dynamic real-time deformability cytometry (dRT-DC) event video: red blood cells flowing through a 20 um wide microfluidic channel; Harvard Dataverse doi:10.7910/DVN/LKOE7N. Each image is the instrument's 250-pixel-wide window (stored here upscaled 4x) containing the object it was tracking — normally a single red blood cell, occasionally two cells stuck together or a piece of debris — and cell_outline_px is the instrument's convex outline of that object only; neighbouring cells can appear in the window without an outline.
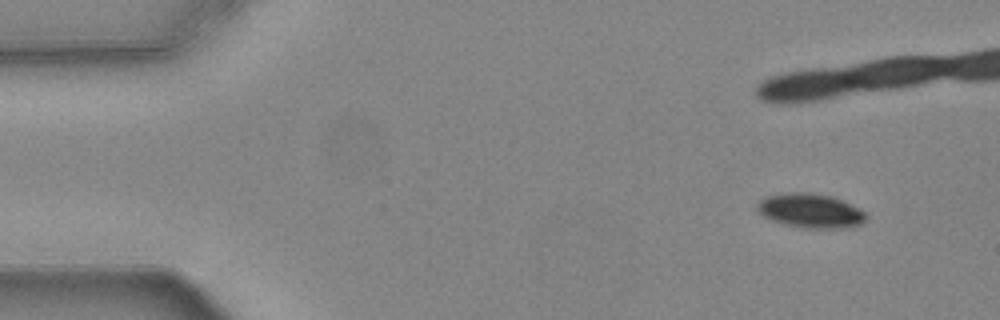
{"species": "common noctule bat (a hibernating species)", "species_latin": "Nyctalus noctula", "temperature_condition": "warm", "stored_images_in_passage": 20, "camera_frame_rate_fps": 3000, "um_per_image_px": 0.085, "animal": {"sex": "female", "body_mass_g": 24.6, "forearm_length_mm": 56.2}, "frame": {"image": 1, "passage_image": 1, "time_ms": 0.0, "image_size_px": [1000, 320], "cell_outline_px": [[868, 216], [864, 224], [852, 228], [804, 228], [784, 224], [772, 220], [764, 216], [756, 208], [756, 204], [764, 196], [784, 192], [808, 192], [832, 196], [860, 208]], "centroid_in_image_um": [68.92, 17.91], "position_along_channel_um": 16.1, "area_um2": 22.14}}